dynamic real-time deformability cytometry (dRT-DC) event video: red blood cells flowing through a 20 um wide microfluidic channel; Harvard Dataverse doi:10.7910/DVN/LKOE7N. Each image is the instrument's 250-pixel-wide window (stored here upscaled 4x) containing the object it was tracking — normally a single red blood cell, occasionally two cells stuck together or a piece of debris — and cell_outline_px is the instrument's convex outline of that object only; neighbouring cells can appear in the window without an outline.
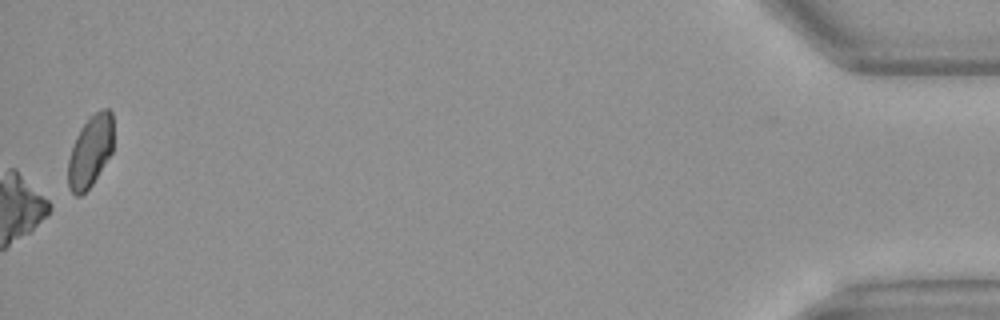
{"species": "Egyptian fruit bat (a non-hibernating species)", "species_latin": "Rousettus aegyptiacus", "temperature_condition": "warm", "stored_images_in_passage": 33, "camera_frame_rate_fps": 3000, "um_per_image_px": 0.085, "animal": {"sex": "female"}, "frame": {"image": 1, "passage_image": 33, "time_ms": 10.667, "image_size_px": [1000, 320], "cell_outline_px": [[112, 152], [92, 184], [80, 196], [76, 196], [68, 188], [68, 160], [76, 136], [80, 128], [96, 112], [104, 108], [108, 108], [112, 112]], "centroid_in_image_um": [7.66, 12.87], "position_along_channel_um": 427.5, "area_um2": 18.61}}